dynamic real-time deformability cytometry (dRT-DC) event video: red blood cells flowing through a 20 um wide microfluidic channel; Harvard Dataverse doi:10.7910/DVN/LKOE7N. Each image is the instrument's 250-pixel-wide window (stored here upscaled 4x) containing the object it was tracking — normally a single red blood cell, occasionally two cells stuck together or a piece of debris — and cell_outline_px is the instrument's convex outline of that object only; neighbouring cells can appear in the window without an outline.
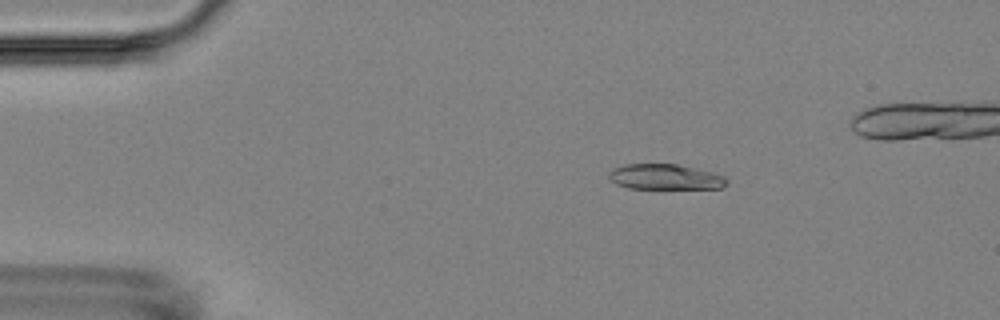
{"species": "Egyptian fruit bat (a non-hibernating species)", "species_latin": "Rousettus aegyptiacus", "temperature_condition": "room temperature", "stored_images_in_passage": 6, "camera_frame_rate_fps": 3000, "um_per_image_px": 0.085, "animal": {"sex": "female"}, "frame": {"image": 1, "passage_image": 3, "time_ms": 2.333, "image_size_px": [1000, 320], "cell_outline_px": [[728, 184], [720, 188], [628, 188], [616, 184], [608, 176], [608, 172], [612, 168], [624, 164], [676, 164], [712, 172], [724, 176], [728, 180]], "centroid_in_image_um": [56.52, 15.03], "position_along_channel_um": 28.5, "area_um2": 17.4}}